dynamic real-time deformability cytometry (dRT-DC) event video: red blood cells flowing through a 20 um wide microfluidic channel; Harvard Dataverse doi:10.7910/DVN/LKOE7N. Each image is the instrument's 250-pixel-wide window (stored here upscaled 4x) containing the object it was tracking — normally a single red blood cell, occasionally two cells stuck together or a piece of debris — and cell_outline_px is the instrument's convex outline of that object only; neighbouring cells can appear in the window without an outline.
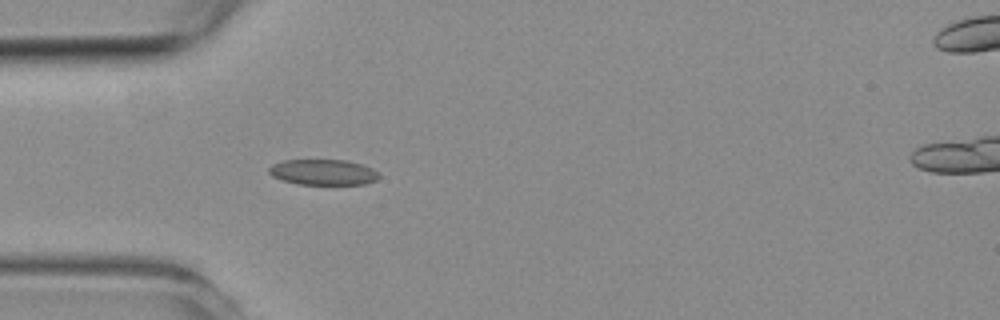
{"species": "common noctule bat (a hibernating species)", "species_latin": "Nyctalus noctula", "temperature_condition": "room temperature", "stored_images_in_passage": 9, "camera_frame_rate_fps": 3000, "um_per_image_px": 0.085, "animal": {"sex": "female", "body_mass_g": 19.3, "forearm_length_mm": 54.1}, "frame": {"image": 1, "passage_image": 6, "time_ms": 1.667, "image_size_px": [1000, 320], "cell_outline_px": [[380, 176], [376, 180], [364, 184], [300, 184], [284, 180], [272, 176], [268, 172], [268, 168], [272, 164], [284, 160], [344, 160], [360, 164], [372, 168]], "centroid_in_image_um": [27.45, 14.63], "position_along_channel_um": 57.6, "area_um2": 16.24}}